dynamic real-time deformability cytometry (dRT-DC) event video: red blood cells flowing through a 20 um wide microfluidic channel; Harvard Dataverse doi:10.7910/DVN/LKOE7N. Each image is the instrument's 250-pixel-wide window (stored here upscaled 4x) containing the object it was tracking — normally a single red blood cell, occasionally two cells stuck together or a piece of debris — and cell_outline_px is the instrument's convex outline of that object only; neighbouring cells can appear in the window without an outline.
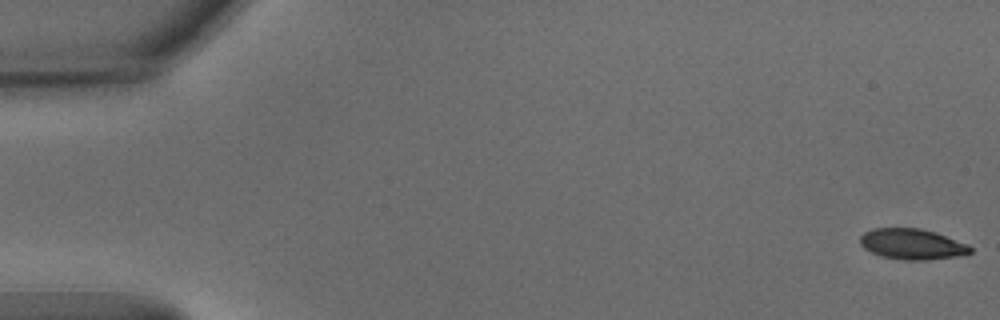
{"species": "common noctule bat (a hibernating species)", "species_latin": "Nyctalus noctula", "temperature_condition": "warm", "stored_images_in_passage": 54, "camera_frame_rate_fps": 3000, "um_per_image_px": 0.085, "animal": {"sex": "male", "body_mass_g": 15.6}, "frame": {"image": 1, "passage_image": 1, "time_ms": 0.0, "image_size_px": [1000, 320], "cell_outline_px": [[972, 252], [956, 256], [924, 260], [904, 260], [880, 256], [864, 248], [860, 244], [860, 236], [864, 232], [872, 228], [920, 228], [936, 232], [968, 244], [972, 248]], "centroid_in_image_um": [77.51, 20.74], "position_along_channel_um": 7.5, "area_um2": 19.71}}
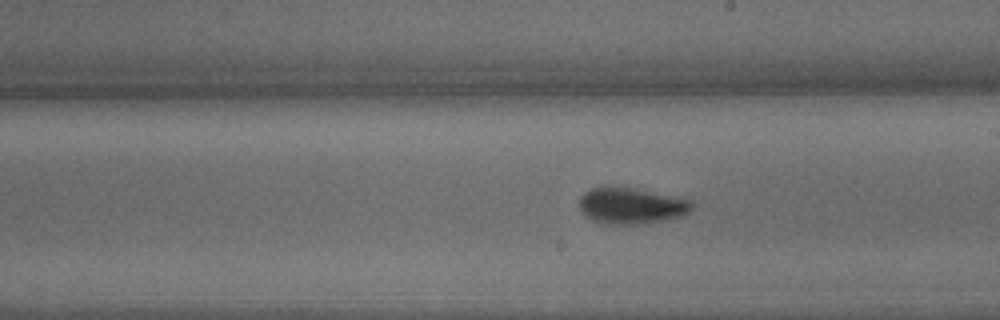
{"frame": {"image": 2, "passage_image": 31, "time_ms": 10.0, "image_size_px": [1000, 320], "cell_outline_px": [[692, 208], [688, 212], [680, 216], [664, 220], [640, 224], [604, 224], [592, 220], [580, 208], [580, 196], [584, 192], [592, 188], [628, 188], [692, 200]], "centroid_in_image_um": [53.65, 17.52], "position_along_channel_um": 235.4, "area_um2": 23.0}}
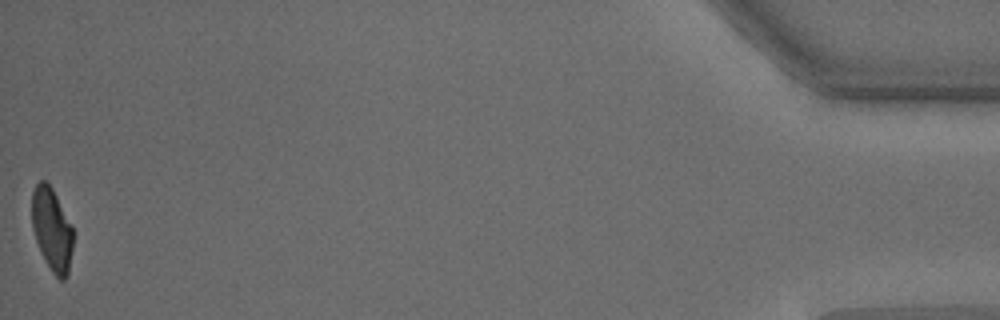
{"frame": {"image": 3, "passage_image": 54, "time_ms": 17.667, "image_size_px": [1000, 320], "cell_outline_px": [[72, 248], [68, 272], [64, 280], [60, 280], [52, 272], [44, 260], [40, 252], [32, 228], [32, 192], [36, 184], [40, 180], [44, 180], [52, 188], [72, 224]], "centroid_in_image_um": [4.4, 19.5], "position_along_channel_um": 430.8, "area_um2": 19.88}, "authors_computed_cell_mechanics": {"area_um2": 21.9351, "velocity_mm_per_s": 3.7765, "shape_relaxation_time_tau1_ms": 2.4325, "shape_relaxation_time_tau2_ms": 0.9771, "deformation_change_tau1": 0.1275, "deformation_change_tau2": 0.061}}